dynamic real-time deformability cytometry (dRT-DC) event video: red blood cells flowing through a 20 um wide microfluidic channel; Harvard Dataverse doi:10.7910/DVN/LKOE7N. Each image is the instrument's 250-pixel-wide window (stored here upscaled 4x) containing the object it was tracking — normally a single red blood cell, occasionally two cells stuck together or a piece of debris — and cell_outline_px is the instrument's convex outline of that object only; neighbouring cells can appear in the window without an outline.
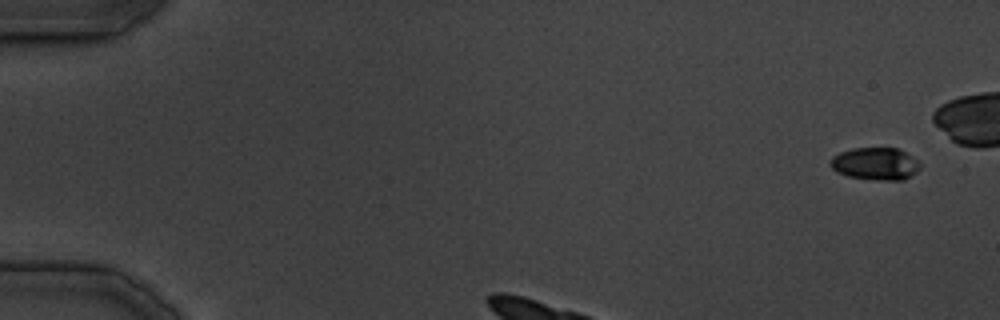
{"species": "common noctule bat (a hibernating species)", "species_latin": "Nyctalus noctula", "temperature_condition": "cold", "stored_images_in_passage": 7, "camera_frame_rate_fps": 3000, "um_per_image_px": 0.085, "animal": {"sex": "male", "body_mass_g": 19.5, "forearm_length_mm": 54.6}, "frame": {"image": 1, "passage_image": 2, "time_ms": 2.0, "image_size_px": [1000, 320], "cell_outline_px": [[920, 168], [916, 172], [904, 180], [884, 180], [848, 176], [836, 172], [832, 168], [828, 160], [832, 156], [840, 152], [852, 148], [896, 148], [912, 156], [920, 164]], "centroid_in_image_um": [74.38, 13.91], "position_along_channel_um": 10.6, "area_um2": 16.88}}